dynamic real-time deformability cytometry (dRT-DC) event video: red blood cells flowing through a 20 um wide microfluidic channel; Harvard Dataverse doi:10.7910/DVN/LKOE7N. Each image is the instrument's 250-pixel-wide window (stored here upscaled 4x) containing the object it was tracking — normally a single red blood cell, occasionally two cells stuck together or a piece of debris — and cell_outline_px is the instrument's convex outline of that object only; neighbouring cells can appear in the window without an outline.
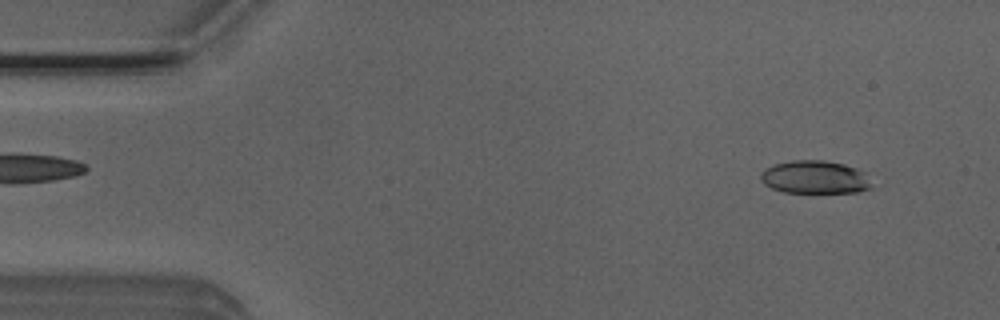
{"species": "Egyptian fruit bat (a non-hibernating species)", "species_latin": "Rousettus aegyptiacus", "temperature_condition": "room temperature", "stored_images_in_passage": 52, "camera_frame_rate_fps": 3000, "um_per_image_px": 0.085, "animal": {"sex": "male"}, "frame": {"image": 1, "passage_image": 5, "time_ms": 1.333, "image_size_px": [1000, 320], "cell_outline_px": [[868, 188], [856, 192], [784, 192], [772, 188], [764, 184], [760, 180], [760, 172], [764, 168], [776, 164], [792, 160], [824, 160], [844, 164], [856, 168], [864, 172], [868, 184]], "centroid_in_image_um": [69.17, 15.05], "position_along_channel_um": 15.8, "area_um2": 21.04}}
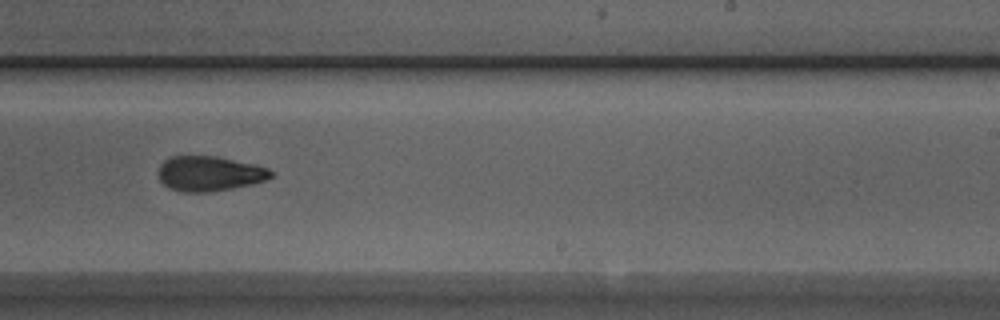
{"frame": {"image": 2, "passage_image": 32, "time_ms": 10.333, "image_size_px": [1000, 320], "cell_outline_px": [[272, 176], [264, 180], [252, 184], [232, 188], [208, 192], [180, 192], [168, 188], [160, 180], [156, 172], [160, 164], [164, 160], [172, 156], [216, 156], [256, 164], [268, 168], [272, 172]], "centroid_in_image_um": [17.76, 14.75], "position_along_channel_um": 271.2, "area_um2": 23.12}}
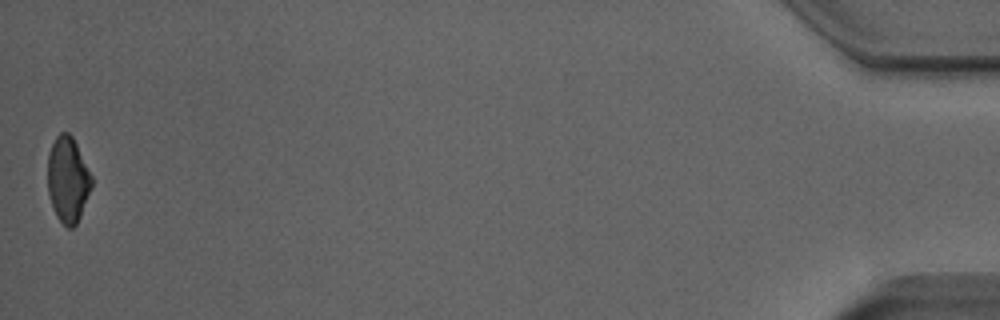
{"frame": {"image": 3, "passage_image": 52, "time_ms": 17.0, "image_size_px": [1000, 320], "cell_outline_px": [[92, 188], [80, 216], [76, 224], [72, 228], [68, 228], [56, 216], [48, 192], [48, 152], [56, 136], [60, 132], [68, 132], [72, 136], [92, 176]], "centroid_in_image_um": [5.77, 15.26], "position_along_channel_um": 429.4, "area_um2": 21.79}, "authors_computed_cell_mechanics": {"area_um2": 22.8021, "velocity_mm_per_s": 3.9251, "shape_relaxation_time_tau1_ms": 3.6552, "shape_relaxation_time_tau2_ms": 4.21, "deformation_change_tau1": 0.1401, "deformation_change_tau2": 0.113}}